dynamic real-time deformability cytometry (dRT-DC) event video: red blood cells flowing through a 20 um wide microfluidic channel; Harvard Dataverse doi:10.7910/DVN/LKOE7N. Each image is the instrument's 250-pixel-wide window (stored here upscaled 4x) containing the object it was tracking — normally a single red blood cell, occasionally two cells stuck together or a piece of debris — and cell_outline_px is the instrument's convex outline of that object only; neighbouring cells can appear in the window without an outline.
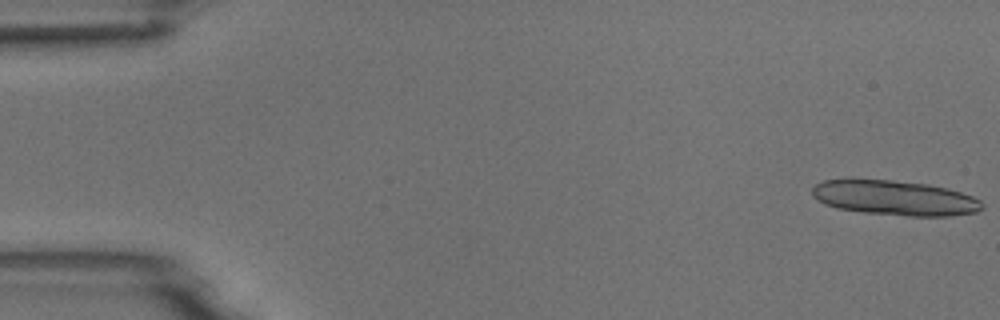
{"species": "common noctule bat (a hibernating species)", "species_latin": "Nyctalus noctula", "temperature_condition": "room temperature", "stored_images_in_passage": 3, "camera_frame_rate_fps": 3000, "um_per_image_px": 0.085, "animal": {"sex": "male", "body_mass_g": 18.8}, "frame": {"image": 1, "passage_image": 1, "time_ms": 0.0, "image_size_px": [1000, 320], "cell_outline_px": [[984, 208], [976, 212], [948, 216], [908, 216], [864, 212], [836, 208], [824, 204], [812, 196], [812, 188], [816, 184], [824, 180], [892, 180], [928, 184], [948, 188], [972, 196], [980, 200], [984, 204]], "centroid_in_image_um": [76.08, 16.83], "position_along_channel_um": 8.9, "area_um2": 34.45}}